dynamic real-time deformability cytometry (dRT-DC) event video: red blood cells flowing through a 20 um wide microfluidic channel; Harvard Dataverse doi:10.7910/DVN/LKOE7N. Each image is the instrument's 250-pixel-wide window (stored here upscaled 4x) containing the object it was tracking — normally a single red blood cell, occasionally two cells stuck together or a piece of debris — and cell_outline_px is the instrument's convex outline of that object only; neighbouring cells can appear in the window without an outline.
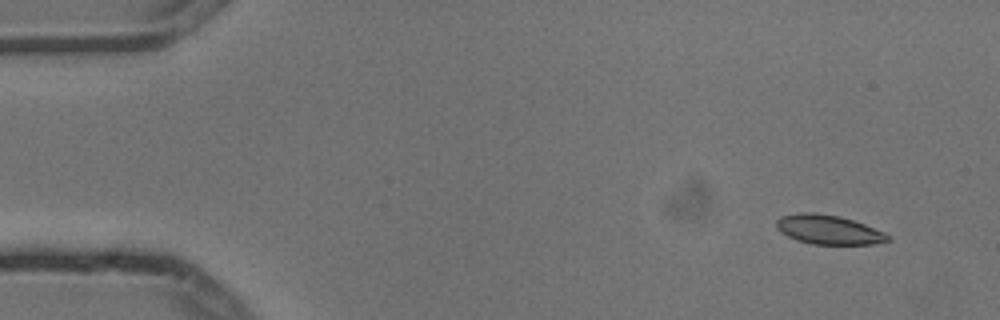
{"species": "common noctule bat (a hibernating species)", "species_latin": "Nyctalus noctula", "temperature_condition": "cold", "stored_images_in_passage": 5, "camera_frame_rate_fps": 3000, "um_per_image_px": 0.085, "animal": {"sex": "male", "body_mass_g": 13.3}, "frame": {"image": 1, "passage_image": 1, "time_ms": 0.0, "image_size_px": [1000, 320], "cell_outline_px": [[892, 240], [872, 244], [812, 244], [796, 240], [780, 232], [776, 228], [776, 220], [780, 216], [800, 212], [812, 212], [840, 216], [864, 224], [884, 232], [892, 236]], "centroid_in_image_um": [70.41, 19.52], "position_along_channel_um": 14.6, "area_um2": 19.13}}
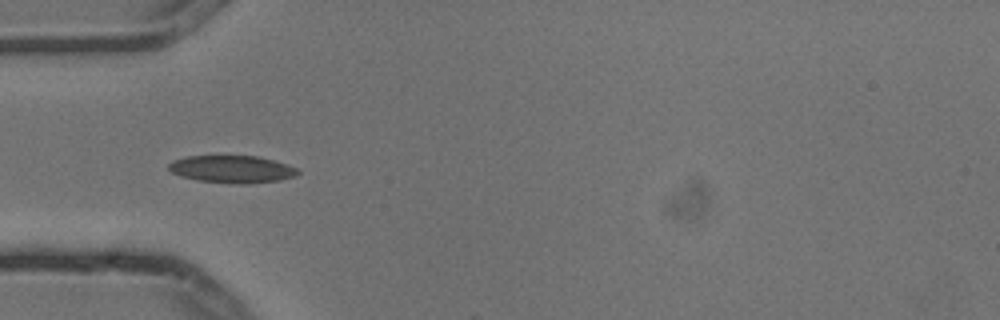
{"frame": {"image": 2, "passage_image": 4, "time_ms": 1.0, "image_size_px": [1000, 320], "cell_outline_px": [[300, 172], [296, 176], [280, 180], [248, 184], [236, 184], [196, 180], [172, 172], [168, 168], [168, 164], [172, 160], [188, 156], [256, 156], [288, 164], [296, 168]], "centroid_in_image_um": [19.74, 14.38], "position_along_channel_um": 65.3, "area_um2": 20.58}}